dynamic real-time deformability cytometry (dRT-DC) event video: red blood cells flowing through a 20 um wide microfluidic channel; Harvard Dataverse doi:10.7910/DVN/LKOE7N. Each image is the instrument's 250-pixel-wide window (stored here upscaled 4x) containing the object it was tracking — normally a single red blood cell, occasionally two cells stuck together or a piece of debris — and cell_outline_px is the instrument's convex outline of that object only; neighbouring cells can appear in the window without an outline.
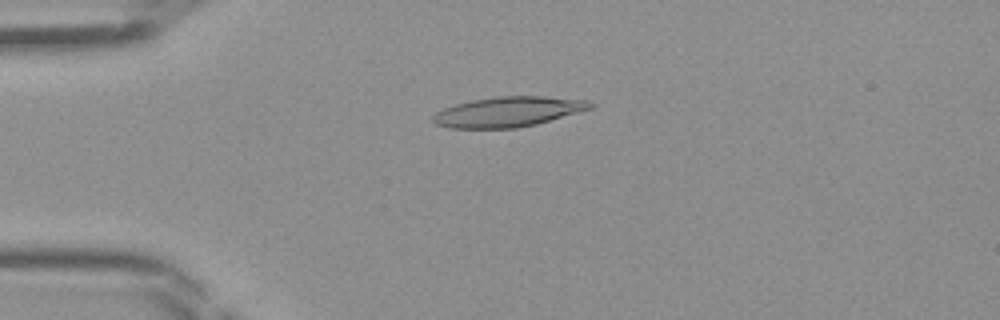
{"species": "Egyptian fruit bat (a non-hibernating species)", "species_latin": "Rousettus aegyptiacus", "temperature_condition": "room temperature", "stored_images_in_passage": 45, "camera_frame_rate_fps": 3000, "um_per_image_px": 0.085, "frame": {"image": 1, "passage_image": 11, "time_ms": 3.333, "image_size_px": [1000, 320], "cell_outline_px": [[596, 104], [592, 108], [536, 124], [516, 128], [448, 128], [436, 124], [432, 120], [432, 116], [436, 112], [444, 108], [456, 104], [472, 100], [496, 96], [544, 96], [588, 100]], "centroid_in_image_um": [43.19, 9.49], "position_along_channel_um": 41.8, "area_um2": 27.57}}
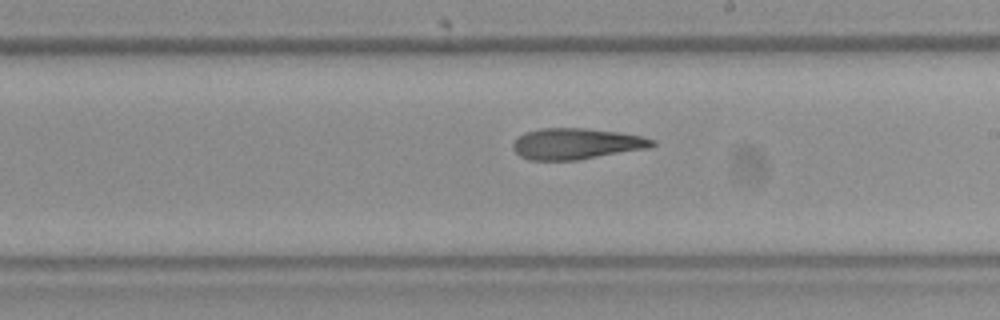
{"frame": {"image": 2, "passage_image": 26, "time_ms": 8.333, "image_size_px": [1000, 320], "cell_outline_px": [[656, 144], [648, 148], [580, 160], [528, 160], [520, 156], [512, 148], [512, 144], [524, 132], [540, 128], [584, 128], [620, 132], [640, 136], [656, 140]], "centroid_in_image_um": [48.98, 12.22], "position_along_channel_um": 240.0, "area_um2": 25.32}}
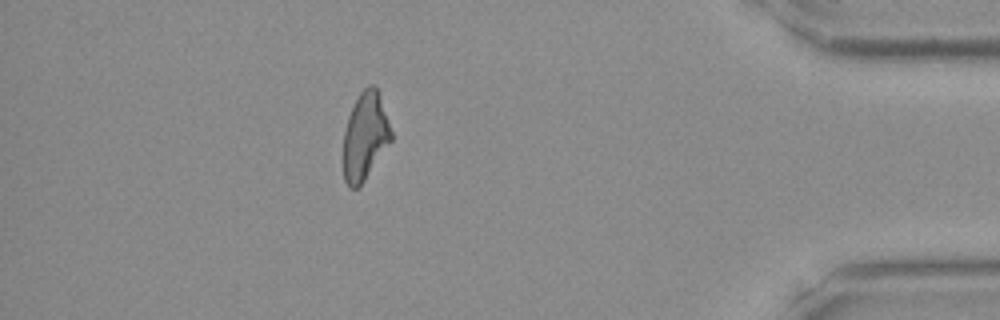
{"frame": {"image": 3, "passage_image": 40, "time_ms": 13.0, "image_size_px": [1000, 320], "cell_outline_px": [[392, 140], [364, 180], [356, 188], [348, 188], [344, 180], [344, 132], [348, 116], [360, 92], [368, 84], [376, 84], [392, 132]], "centroid_in_image_um": [31.03, 11.56], "position_along_channel_um": 404.2, "area_um2": 24.16}}